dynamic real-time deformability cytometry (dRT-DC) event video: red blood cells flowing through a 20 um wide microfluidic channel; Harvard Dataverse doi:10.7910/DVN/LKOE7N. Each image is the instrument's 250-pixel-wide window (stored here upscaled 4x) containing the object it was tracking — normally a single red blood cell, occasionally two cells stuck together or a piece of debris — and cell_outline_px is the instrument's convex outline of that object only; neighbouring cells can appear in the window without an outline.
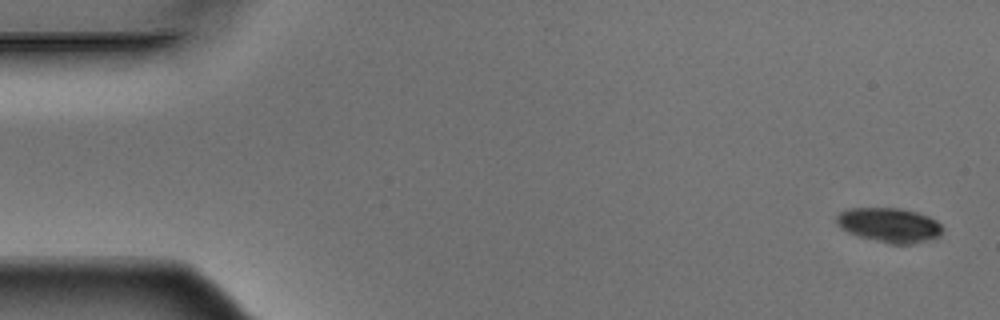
{"species": "Egyptian fruit bat (a non-hibernating species)", "species_latin": "Rousettus aegyptiacus", "temperature_condition": "warm", "stored_images_in_passage": 6, "camera_frame_rate_fps": 3000, "um_per_image_px": 0.085, "animal": {"sex": "male"}, "frame": {"image": 1, "passage_image": 6, "time_ms": 1.667, "image_size_px": [1000, 320], "cell_outline_px": [[944, 228], [940, 236], [908, 244], [892, 244], [856, 236], [840, 228], [836, 224], [836, 216], [840, 212], [848, 208], [900, 208], [916, 212], [928, 216], [936, 220]], "centroid_in_image_um": [75.56, 19.12], "position_along_channel_um": 9.4, "area_um2": 21.33}}